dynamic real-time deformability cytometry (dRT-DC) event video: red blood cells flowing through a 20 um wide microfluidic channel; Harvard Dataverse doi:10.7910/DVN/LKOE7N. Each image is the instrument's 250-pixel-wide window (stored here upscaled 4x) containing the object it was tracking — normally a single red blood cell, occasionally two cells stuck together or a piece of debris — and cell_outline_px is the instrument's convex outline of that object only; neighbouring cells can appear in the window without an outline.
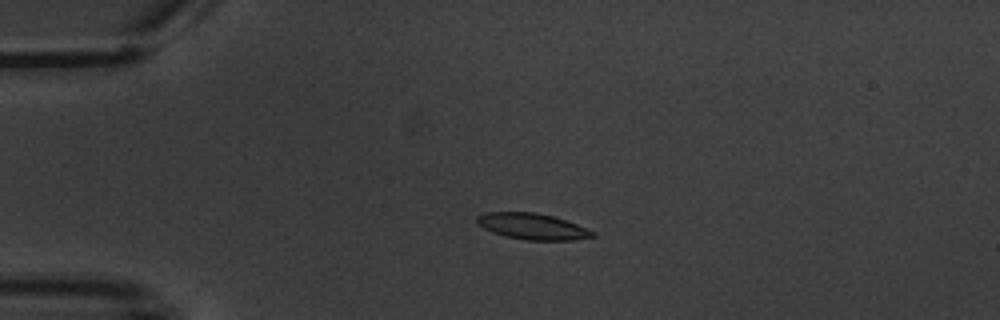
{"species": "common noctule bat (a hibernating species)", "species_latin": "Nyctalus noctula", "temperature_condition": "warm", "stored_images_in_passage": 3, "camera_frame_rate_fps": 3000, "um_per_image_px": 0.085, "animal": {"sex": "male", "body_mass_g": 20.1, "forearm_length_mm": 53.5}, "frame": {"image": 1, "passage_image": 2, "time_ms": 1.0, "image_size_px": [1000, 320], "cell_outline_px": [[596, 236], [576, 240], [524, 240], [504, 236], [492, 232], [476, 224], [476, 216], [484, 212], [536, 212], [552, 216], [576, 224], [596, 232]], "centroid_in_image_um": [45.23, 19.25], "position_along_channel_um": 39.8, "area_um2": 17.74}}